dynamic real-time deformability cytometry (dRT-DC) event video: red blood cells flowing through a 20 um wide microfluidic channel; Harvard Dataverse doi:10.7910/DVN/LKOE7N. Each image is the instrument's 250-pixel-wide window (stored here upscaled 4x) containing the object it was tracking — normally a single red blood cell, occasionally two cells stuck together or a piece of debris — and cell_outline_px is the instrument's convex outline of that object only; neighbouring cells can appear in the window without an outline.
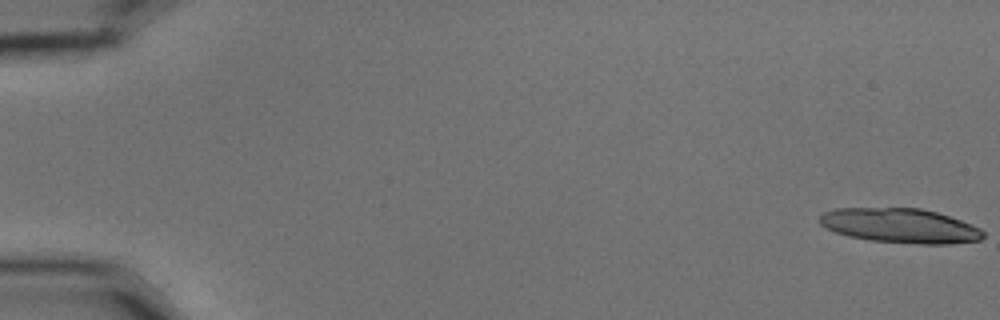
{"species": "common noctule bat (a hibernating species)", "species_latin": "Nyctalus noctula", "temperature_condition": "cold", "stored_images_in_passage": 12, "camera_frame_rate_fps": 3000, "um_per_image_px": 0.085, "animal": {"sex": "male", "body_mass_g": 15.6}, "frame": {"image": 1, "passage_image": 1, "time_ms": 0.0, "image_size_px": [1000, 320], "cell_outline_px": [[984, 236], [980, 240], [948, 244], [920, 244], [872, 240], [848, 236], [836, 232], [820, 224], [820, 216], [824, 212], [836, 208], [920, 208], [936, 212], [972, 224], [980, 228], [984, 232]], "centroid_in_image_um": [76.53, 19.18], "position_along_channel_um": 8.5, "area_um2": 32.71}}